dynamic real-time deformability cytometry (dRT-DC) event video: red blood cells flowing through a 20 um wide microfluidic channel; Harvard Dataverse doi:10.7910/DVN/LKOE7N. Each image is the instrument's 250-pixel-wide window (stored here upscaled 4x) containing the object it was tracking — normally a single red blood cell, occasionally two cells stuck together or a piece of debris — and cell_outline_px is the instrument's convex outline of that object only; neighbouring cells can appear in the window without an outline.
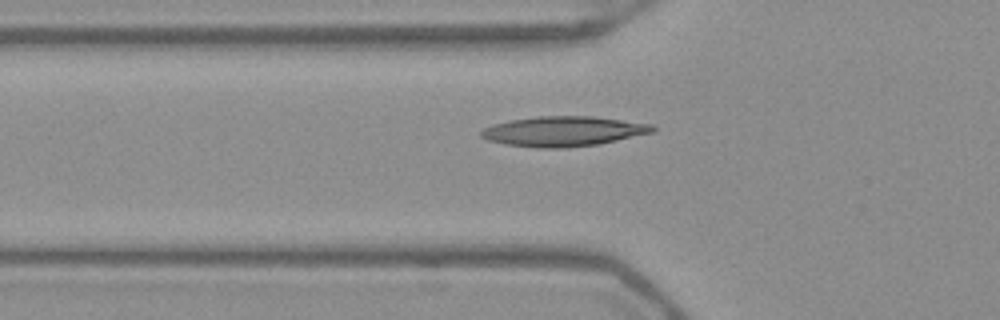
{"species": "Egyptian fruit bat (a non-hibernating species)", "species_latin": "Rousettus aegyptiacus", "temperature_condition": "warm", "stored_images_in_passage": 39, "camera_frame_rate_fps": 3000, "um_per_image_px": 0.085, "frame": {"image": 1, "passage_image": 9, "time_ms": 2.667, "image_size_px": [1000, 320], "cell_outline_px": [[656, 128], [652, 132], [600, 144], [564, 148], [540, 148], [508, 144], [488, 140], [480, 136], [480, 132], [484, 128], [492, 124], [512, 120], [536, 116], [592, 116], [652, 124]], "centroid_in_image_um": [47.88, 11.16], "position_along_channel_um": 77.9, "area_um2": 29.77}}
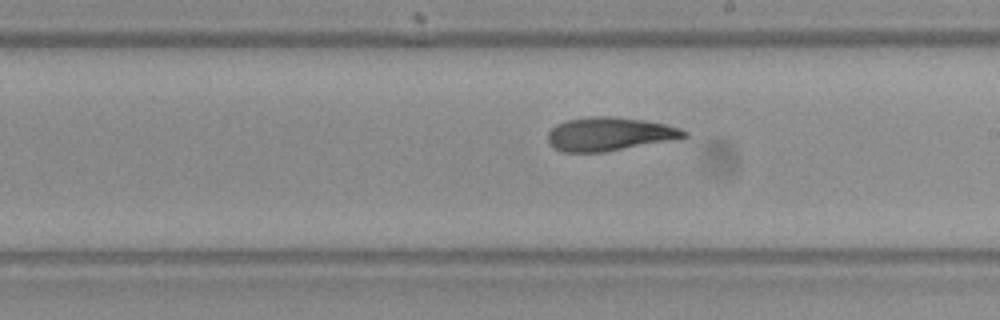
{"frame": {"image": 2, "passage_image": 21, "time_ms": 6.667, "image_size_px": [1000, 320], "cell_outline_px": [[688, 136], [604, 152], [560, 152], [552, 148], [548, 140], [548, 132], [556, 124], [568, 120], [588, 116], [612, 116], [644, 120], [664, 124], [680, 128], [688, 132]], "centroid_in_image_um": [51.73, 11.39], "position_along_channel_um": 237.3, "area_um2": 26.41}}
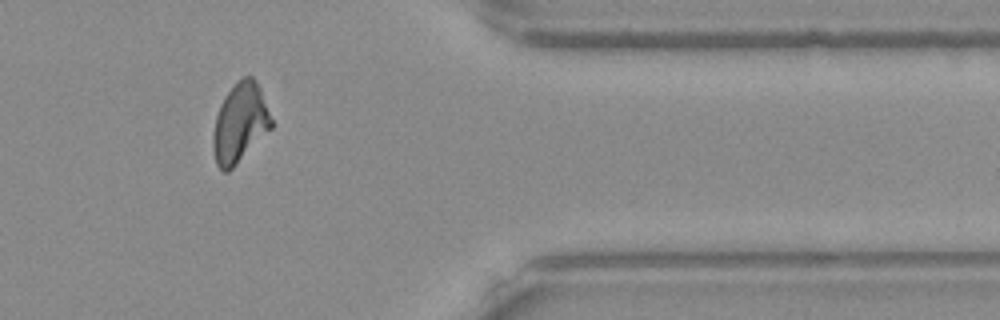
{"frame": {"image": 3, "passage_image": 34, "time_ms": 11.0, "image_size_px": [1000, 320], "cell_outline_px": [[272, 128], [228, 172], [224, 172], [216, 164], [212, 148], [212, 136], [216, 116], [220, 104], [224, 96], [236, 80], [244, 76], [252, 76], [260, 88], [272, 120]], "centroid_in_image_um": [20.37, 10.44], "position_along_channel_um": 391.0, "area_um2": 26.88}}